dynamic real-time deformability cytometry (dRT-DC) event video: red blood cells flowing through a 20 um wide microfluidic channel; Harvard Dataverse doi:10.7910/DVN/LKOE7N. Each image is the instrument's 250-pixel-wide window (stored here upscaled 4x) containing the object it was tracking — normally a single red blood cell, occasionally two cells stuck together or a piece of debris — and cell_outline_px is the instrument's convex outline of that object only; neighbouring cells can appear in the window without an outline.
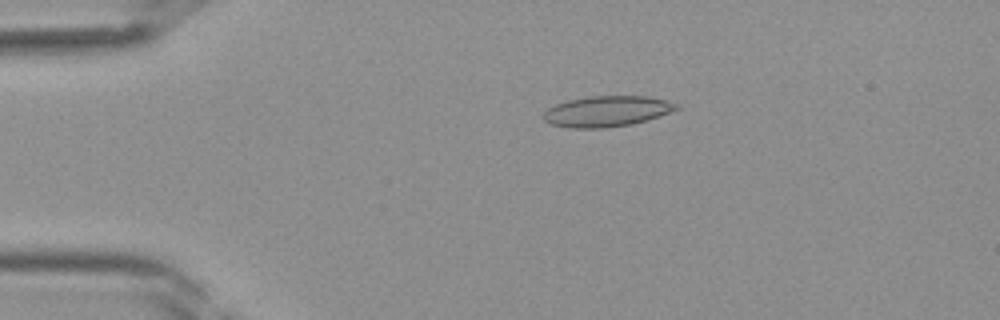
{"species": "Egyptian fruit bat (a non-hibernating species)", "species_latin": "Rousettus aegyptiacus", "temperature_condition": "room temperature", "stored_images_in_passage": 39, "camera_frame_rate_fps": 3000, "um_per_image_px": 0.085, "frame": {"image": 1, "passage_image": 7, "time_ms": 2.0, "image_size_px": [1000, 320], "cell_outline_px": [[680, 108], [648, 120], [632, 124], [604, 128], [568, 128], [548, 124], [544, 120], [544, 112], [548, 108], [556, 104], [568, 100], [588, 96], [648, 96], [668, 100], [680, 104]], "centroid_in_image_um": [51.6, 9.46], "position_along_channel_um": 33.4, "area_um2": 24.04}}
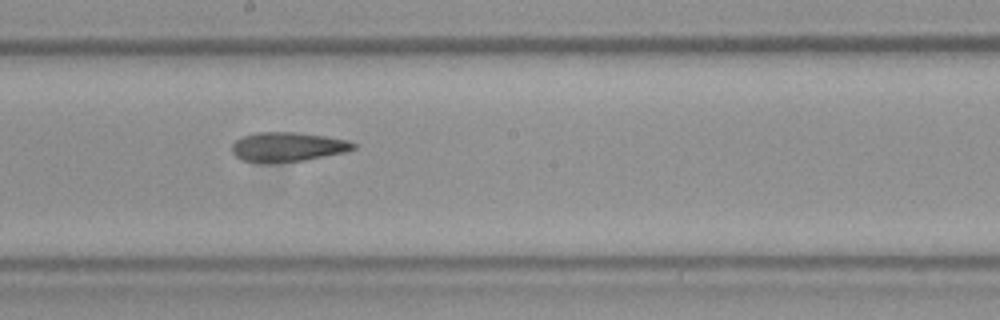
{"frame": {"image": 2, "passage_image": 21, "time_ms": 6.667, "image_size_px": [1000, 320], "cell_outline_px": [[356, 148], [344, 152], [304, 160], [240, 160], [232, 152], [232, 144], [240, 136], [252, 132], [296, 132], [324, 136], [348, 140], [356, 144]], "centroid_in_image_um": [24.45, 12.43], "position_along_channel_um": 223.8, "area_um2": 20.17}}
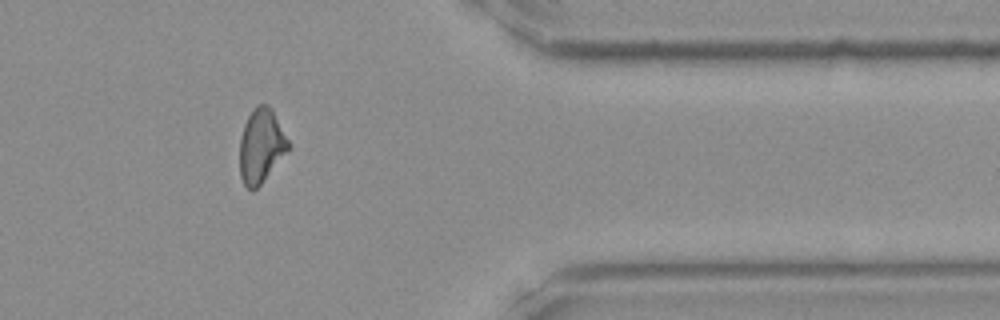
{"frame": {"image": 3, "passage_image": 32, "time_ms": 10.333, "image_size_px": [1000, 320], "cell_outline_px": [[292, 148], [260, 184], [252, 192], [244, 184], [240, 176], [240, 136], [244, 124], [252, 108], [256, 104], [268, 104], [272, 108]], "centroid_in_image_um": [22.21, 12.38], "position_along_channel_um": 389.2, "area_um2": 21.21}}